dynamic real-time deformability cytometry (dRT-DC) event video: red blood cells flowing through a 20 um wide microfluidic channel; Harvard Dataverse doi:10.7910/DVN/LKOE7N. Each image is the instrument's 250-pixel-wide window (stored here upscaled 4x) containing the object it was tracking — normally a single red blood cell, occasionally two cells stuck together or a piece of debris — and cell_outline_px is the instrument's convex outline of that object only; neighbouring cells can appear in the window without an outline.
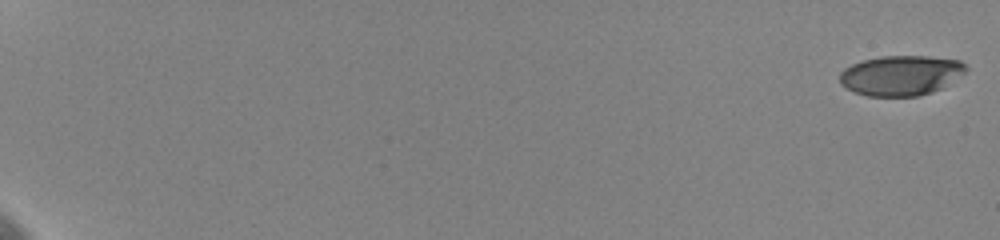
{"species": "human", "species_latin": "Homo sapiens", "temperature_condition": "cold", "stored_images_in_passage": 19, "camera_frame_rate_fps": 3000, "um_per_image_px": 0.085, "donor": {"sex": "female"}, "frame": {"image": 1, "passage_image": 1, "time_ms": 0.0, "image_size_px": [1000, 240], "cell_outline_px": [[968, 68], [964, 72], [940, 88], [932, 92], [920, 96], [868, 96], [856, 92], [840, 84], [840, 72], [844, 68], [852, 64], [864, 60], [880, 56], [928, 56], [960, 60]], "centroid_in_image_um": [76.55, 6.4], "position_along_channel_um": 8.4, "area_um2": 29.19}}
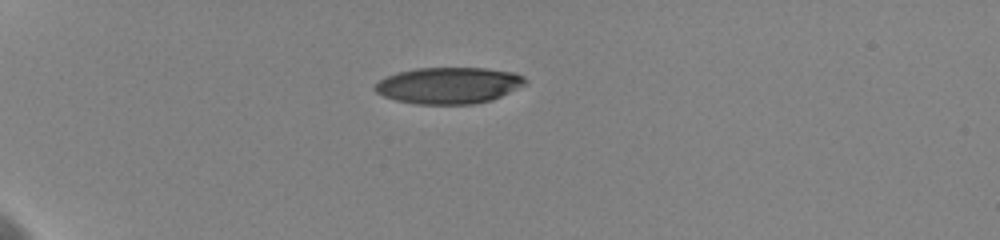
{"frame": {"image": 2, "passage_image": 14, "time_ms": 6.0, "image_size_px": [1000, 240], "cell_outline_px": [[528, 84], [492, 100], [472, 104], [416, 104], [396, 100], [384, 96], [376, 92], [372, 88], [384, 76], [396, 72], [416, 68], [488, 68], [516, 72], [524, 76], [528, 80]], "centroid_in_image_um": [38.17, 7.25], "position_along_channel_um": 46.8, "area_um2": 32.31}}